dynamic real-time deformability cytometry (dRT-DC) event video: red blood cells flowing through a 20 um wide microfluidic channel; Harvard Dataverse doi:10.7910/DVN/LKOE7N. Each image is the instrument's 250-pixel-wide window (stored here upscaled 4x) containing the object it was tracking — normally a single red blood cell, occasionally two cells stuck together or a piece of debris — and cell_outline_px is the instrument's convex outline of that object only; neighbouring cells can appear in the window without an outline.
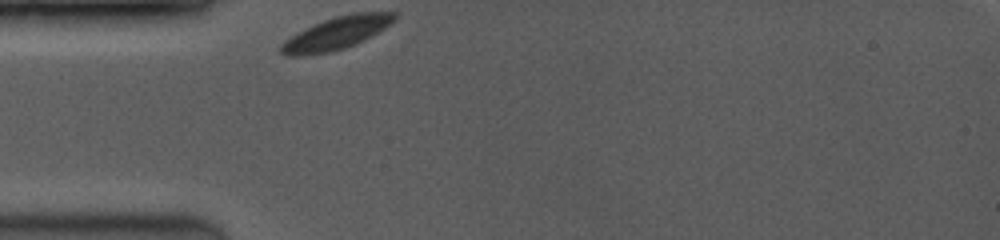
{"species": "common noctule bat (a hibernating species)", "species_latin": "Nyctalus noctula", "temperature_condition": "room temperature", "stored_images_in_passage": 1, "camera_frame_rate_fps": 3500, "um_per_image_px": 0.085, "animal": {"sex": "female", "body_mass_g": 19.0, "forearm_length_mm": 53.3}, "frame": {"image": 1, "passage_image": 1, "time_ms": 0.0, "image_size_px": [1000, 240], "cell_outline_px": [[396, 20], [372, 36], [356, 44], [332, 52], [304, 56], [288, 56], [280, 52], [280, 44], [284, 40], [296, 32], [304, 28], [324, 20], [336, 16], [356, 12], [396, 12]], "centroid_in_image_um": [28.57, 2.83], "position_along_channel_um": 56.4, "area_um2": 21.73}}